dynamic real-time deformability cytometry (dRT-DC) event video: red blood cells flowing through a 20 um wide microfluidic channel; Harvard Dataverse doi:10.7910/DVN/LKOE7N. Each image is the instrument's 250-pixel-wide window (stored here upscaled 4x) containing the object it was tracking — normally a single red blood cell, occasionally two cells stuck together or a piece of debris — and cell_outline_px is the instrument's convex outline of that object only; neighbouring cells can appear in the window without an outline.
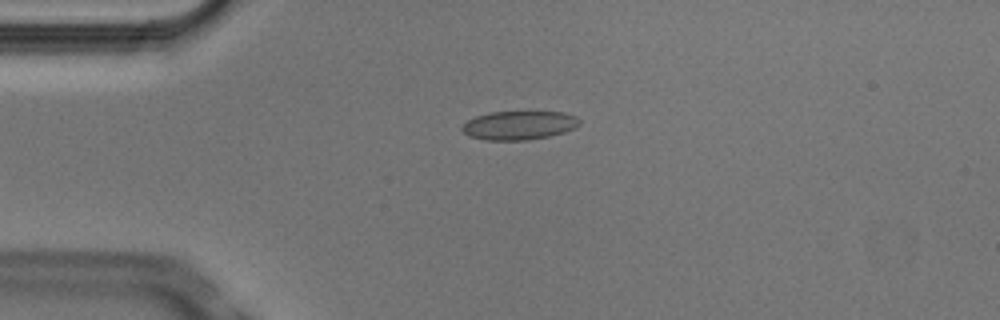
{"species": "Egyptian fruit bat (a non-hibernating species)", "species_latin": "Rousettus aegyptiacus", "temperature_condition": "cold", "stored_images_in_passage": 3, "camera_frame_rate_fps": 3000, "um_per_image_px": 0.085, "animal": {"sex": "male"}, "frame": {"image": 1, "passage_image": 3, "time_ms": 0.667, "image_size_px": [1000, 320], "cell_outline_px": [[580, 124], [576, 128], [564, 132], [548, 136], [528, 140], [484, 140], [468, 136], [460, 128], [468, 120], [476, 116], [488, 112], [564, 112], [576, 116], [580, 120]], "centroid_in_image_um": [44.12, 10.65], "position_along_channel_um": 40.9, "area_um2": 19.77}}